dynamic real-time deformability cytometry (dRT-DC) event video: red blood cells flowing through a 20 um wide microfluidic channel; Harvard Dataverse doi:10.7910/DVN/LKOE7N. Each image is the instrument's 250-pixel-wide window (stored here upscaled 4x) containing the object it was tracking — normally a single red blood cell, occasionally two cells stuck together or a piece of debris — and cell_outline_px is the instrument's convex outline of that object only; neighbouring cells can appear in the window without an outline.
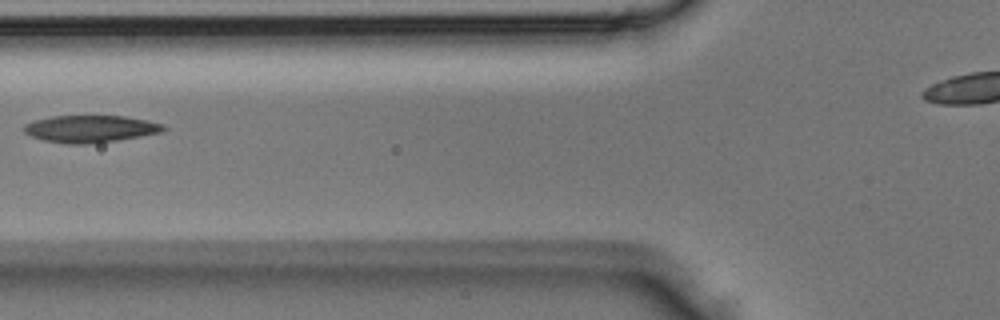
{"species": "Egyptian fruit bat (a non-hibernating species)", "species_latin": "Rousettus aegyptiacus", "temperature_condition": "room temperature", "stored_images_in_passage": 3, "camera_frame_rate_fps": 3000, "um_per_image_px": 0.085, "animal": {"sex": "male"}, "frame": {"image": 1, "passage_image": 3, "time_ms": 0.667, "image_size_px": [1000, 320], "cell_outline_px": [[168, 128], [160, 132], [140, 136], [116, 140], [88, 144], [64, 144], [44, 140], [32, 136], [24, 132], [24, 124], [36, 120], [52, 116], [124, 116], [148, 120], [164, 124]], "centroid_in_image_um": [7.69, 10.95], "position_along_channel_um": 118.1, "area_um2": 21.96}}